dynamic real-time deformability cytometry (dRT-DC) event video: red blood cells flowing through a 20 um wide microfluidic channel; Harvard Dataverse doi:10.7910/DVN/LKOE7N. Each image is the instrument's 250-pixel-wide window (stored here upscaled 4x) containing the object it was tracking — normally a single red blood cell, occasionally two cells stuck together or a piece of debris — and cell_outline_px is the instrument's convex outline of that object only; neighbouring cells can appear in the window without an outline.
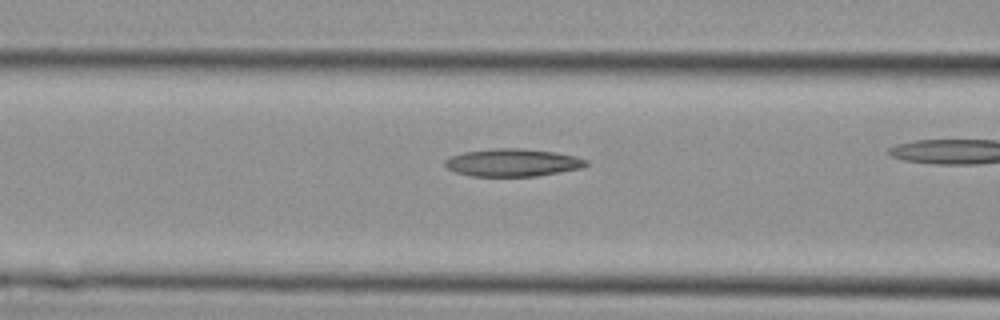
{"species": "Egyptian fruit bat (a non-hibernating species)", "species_latin": "Rousettus aegyptiacus", "temperature_condition": "cold", "stored_images_in_passage": 20, "camera_frame_rate_fps": 3000, "um_per_image_px": 0.085, "animal": {"sex": "female"}, "frame": {"image": 1, "passage_image": 6, "time_ms": 1.667, "image_size_px": [1000, 320], "cell_outline_px": [[588, 164], [580, 168], [560, 172], [536, 176], [472, 176], [456, 172], [448, 168], [444, 164], [444, 160], [452, 156], [464, 152], [496, 148], [520, 148], [556, 152], [576, 156], [588, 160]], "centroid_in_image_um": [43.59, 13.82], "position_along_channel_um": 123.0, "area_um2": 22.66}}